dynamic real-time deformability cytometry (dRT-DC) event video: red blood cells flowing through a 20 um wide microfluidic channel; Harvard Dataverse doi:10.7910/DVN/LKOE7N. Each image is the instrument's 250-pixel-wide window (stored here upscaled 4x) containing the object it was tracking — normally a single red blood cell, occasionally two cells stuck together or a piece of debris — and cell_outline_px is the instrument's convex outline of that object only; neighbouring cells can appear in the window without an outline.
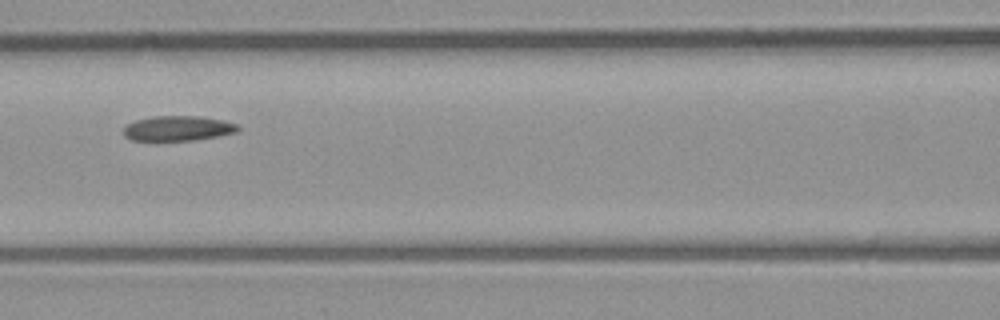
{"species": "common noctule bat (a hibernating species)", "species_latin": "Nyctalus noctula", "temperature_condition": "room temperature", "stored_images_in_passage": 5, "camera_frame_rate_fps": 3000, "um_per_image_px": 0.085, "animal": {"sex": "male", "body_mass_g": 23.1, "forearm_length_mm": 52.7}, "frame": {"image": 1, "passage_image": 5, "time_ms": 5.333, "image_size_px": [1000, 320], "cell_outline_px": [[240, 128], [236, 132], [216, 136], [192, 140], [132, 140], [124, 136], [124, 128], [128, 124], [136, 120], [152, 116], [200, 116], [224, 120], [236, 124]], "centroid_in_image_um": [15.12, 10.9], "position_along_channel_um": 151.5, "area_um2": 16.47}}